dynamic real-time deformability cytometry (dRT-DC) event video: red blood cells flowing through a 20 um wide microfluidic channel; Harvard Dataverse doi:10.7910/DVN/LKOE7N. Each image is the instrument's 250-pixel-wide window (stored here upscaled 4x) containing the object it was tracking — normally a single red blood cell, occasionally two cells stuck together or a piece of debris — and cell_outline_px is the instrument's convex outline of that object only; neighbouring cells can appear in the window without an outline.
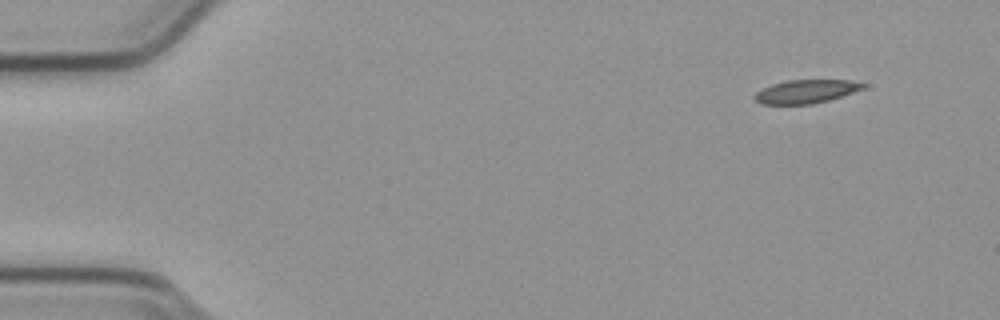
{"species": "common noctule bat (a hibernating species)", "species_latin": "Nyctalus noctula", "temperature_condition": "cold", "stored_images_in_passage": 50, "camera_frame_rate_fps": 3000, "um_per_image_px": 0.085, "animal": {"sex": "male", "body_mass_g": 23.1, "forearm_length_mm": 52.7}, "frame": {"image": 1, "passage_image": 1, "time_ms": 0.0, "image_size_px": [1000, 320], "cell_outline_px": [[864, 88], [828, 100], [812, 104], [760, 104], [752, 96], [756, 92], [772, 84], [788, 80], [848, 80], [864, 84]], "centroid_in_image_um": [68.45, 7.78], "position_along_channel_um": 16.6, "area_um2": 14.57}}
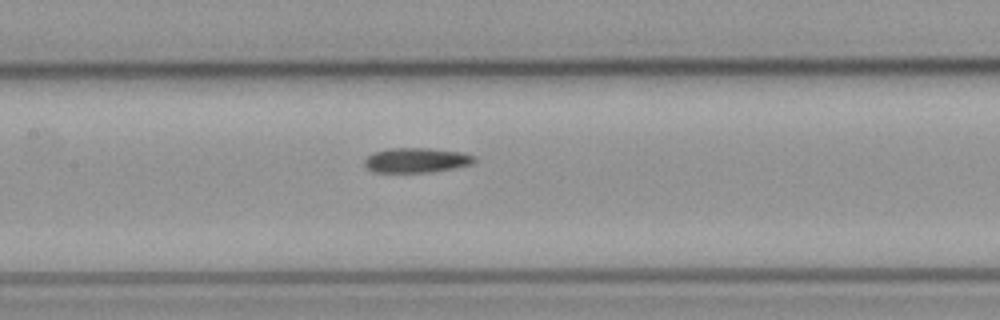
{"frame": {"image": 2, "passage_image": 22, "time_ms": 7.0, "image_size_px": [1000, 320], "cell_outline_px": [[476, 160], [472, 164], [452, 168], [428, 172], [372, 172], [364, 168], [364, 160], [372, 152], [388, 148], [428, 148], [460, 152], [476, 156]], "centroid_in_image_um": [35.34, 13.61], "position_along_channel_um": 172.1, "area_um2": 15.95}}
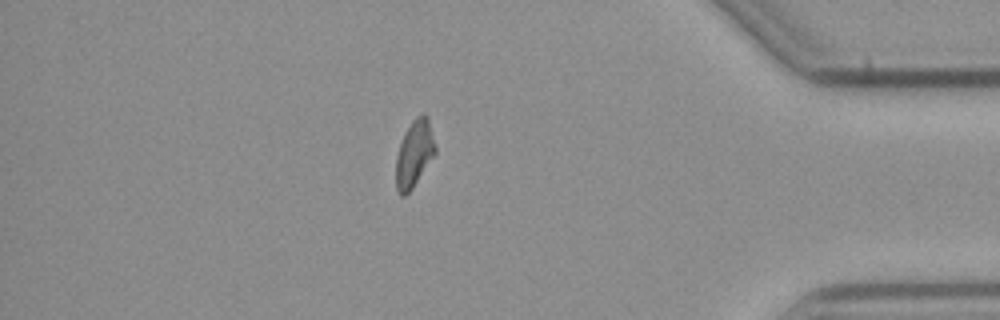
{"frame": {"image": 3, "passage_image": 43, "time_ms": 14.0, "image_size_px": [1000, 320], "cell_outline_px": [[436, 152], [412, 188], [404, 196], [400, 196], [396, 188], [396, 156], [400, 144], [412, 120], [416, 116], [424, 112], [428, 116], [436, 148]], "centroid_in_image_um": [35.21, 13.04], "position_along_channel_um": 400.0, "area_um2": 15.09}, "authors_computed_cell_mechanics": {"area_um2": 15.606, "velocity_mm_per_s": 3.7885, "shape_relaxation_time_tau1_ms": null, "shape_relaxation_time_tau2_ms": 4.15, "deformation_change_tau1": null, "deformation_change_tau2": 0.1039}}